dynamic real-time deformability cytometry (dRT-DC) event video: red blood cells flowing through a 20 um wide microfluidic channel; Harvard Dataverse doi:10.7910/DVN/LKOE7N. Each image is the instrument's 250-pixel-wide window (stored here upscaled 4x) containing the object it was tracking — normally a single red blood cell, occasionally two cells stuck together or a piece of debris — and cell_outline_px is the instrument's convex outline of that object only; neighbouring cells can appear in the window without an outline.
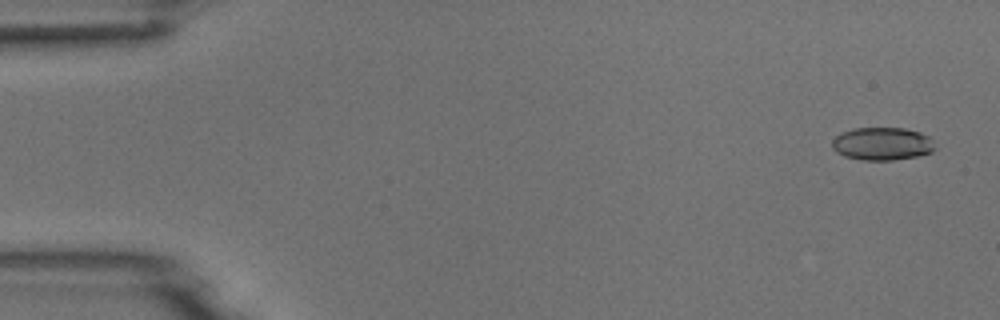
{"species": "common noctule bat (a hibernating species)", "species_latin": "Nyctalus noctula", "temperature_condition": "room temperature", "stored_images_in_passage": 5, "camera_frame_rate_fps": 3000, "um_per_image_px": 0.085, "animal": {"sex": "male", "body_mass_g": 18.8}, "frame": {"image": 1, "passage_image": 1, "time_ms": 0.0, "image_size_px": [1000, 320], "cell_outline_px": [[936, 148], [932, 152], [916, 156], [892, 160], [860, 160], [844, 156], [836, 152], [832, 148], [832, 140], [836, 136], [852, 128], [904, 128], [920, 132], [928, 136], [932, 140]], "centroid_in_image_um": [74.98, 12.22], "position_along_channel_um": 10.0, "area_um2": 19.77}}
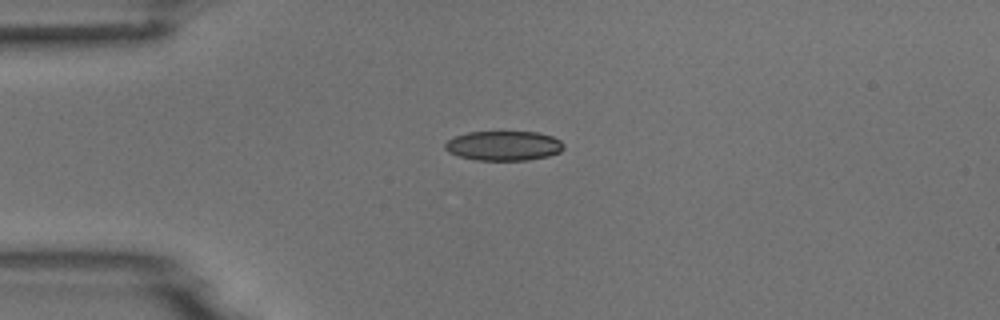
{"frame": {"image": 2, "passage_image": 4, "time_ms": 1.0, "image_size_px": [1000, 320], "cell_outline_px": [[564, 148], [560, 152], [548, 156], [528, 160], [476, 160], [460, 156], [448, 152], [444, 148], [444, 144], [448, 140], [456, 136], [468, 132], [536, 132], [552, 136], [560, 140], [564, 144]], "centroid_in_image_um": [42.82, 12.39], "position_along_channel_um": 42.2, "area_um2": 20.46}}